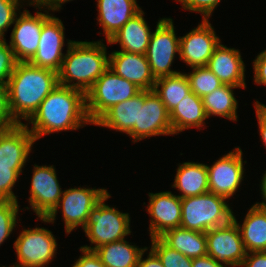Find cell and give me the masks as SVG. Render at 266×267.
I'll use <instances>...</instances> for the list:
<instances>
[{
	"instance_id": "1",
	"label": "cell",
	"mask_w": 266,
	"mask_h": 267,
	"mask_svg": "<svg viewBox=\"0 0 266 267\" xmlns=\"http://www.w3.org/2000/svg\"><path fill=\"white\" fill-rule=\"evenodd\" d=\"M28 121L29 124L25 125H33L28 130L36 141L46 134L93 125L88 118L85 93L59 84L41 102Z\"/></svg>"
},
{
	"instance_id": "2",
	"label": "cell",
	"mask_w": 266,
	"mask_h": 267,
	"mask_svg": "<svg viewBox=\"0 0 266 267\" xmlns=\"http://www.w3.org/2000/svg\"><path fill=\"white\" fill-rule=\"evenodd\" d=\"M58 84L56 71L17 62L7 84L8 107L13 120L17 124H23L21 120L28 122Z\"/></svg>"
},
{
	"instance_id": "3",
	"label": "cell",
	"mask_w": 266,
	"mask_h": 267,
	"mask_svg": "<svg viewBox=\"0 0 266 267\" xmlns=\"http://www.w3.org/2000/svg\"><path fill=\"white\" fill-rule=\"evenodd\" d=\"M66 41L67 51L58 72V83L86 93L109 67L107 45L102 42L103 39Z\"/></svg>"
},
{
	"instance_id": "4",
	"label": "cell",
	"mask_w": 266,
	"mask_h": 267,
	"mask_svg": "<svg viewBox=\"0 0 266 267\" xmlns=\"http://www.w3.org/2000/svg\"><path fill=\"white\" fill-rule=\"evenodd\" d=\"M226 200L212 192L181 198L180 227L206 233L228 224L232 220L233 211Z\"/></svg>"
},
{
	"instance_id": "5",
	"label": "cell",
	"mask_w": 266,
	"mask_h": 267,
	"mask_svg": "<svg viewBox=\"0 0 266 267\" xmlns=\"http://www.w3.org/2000/svg\"><path fill=\"white\" fill-rule=\"evenodd\" d=\"M110 197L108 193L91 209L83 228L91 246L84 245L82 248L95 250L101 245L121 241L131 235L129 213L120 212L116 207L106 204Z\"/></svg>"
},
{
	"instance_id": "6",
	"label": "cell",
	"mask_w": 266,
	"mask_h": 267,
	"mask_svg": "<svg viewBox=\"0 0 266 267\" xmlns=\"http://www.w3.org/2000/svg\"><path fill=\"white\" fill-rule=\"evenodd\" d=\"M136 84L116 75L109 67L85 93L86 110L94 124L109 108L140 93Z\"/></svg>"
},
{
	"instance_id": "7",
	"label": "cell",
	"mask_w": 266,
	"mask_h": 267,
	"mask_svg": "<svg viewBox=\"0 0 266 267\" xmlns=\"http://www.w3.org/2000/svg\"><path fill=\"white\" fill-rule=\"evenodd\" d=\"M108 194L104 188L74 187L62 192L55 209L46 217L40 218L44 223H54L58 209L61 208L65 232L70 234L78 226L84 228L91 209Z\"/></svg>"
},
{
	"instance_id": "8",
	"label": "cell",
	"mask_w": 266,
	"mask_h": 267,
	"mask_svg": "<svg viewBox=\"0 0 266 267\" xmlns=\"http://www.w3.org/2000/svg\"><path fill=\"white\" fill-rule=\"evenodd\" d=\"M175 29L172 18H160L151 35L145 55L155 79L179 73L171 69L180 45V37L176 36Z\"/></svg>"
},
{
	"instance_id": "9",
	"label": "cell",
	"mask_w": 266,
	"mask_h": 267,
	"mask_svg": "<svg viewBox=\"0 0 266 267\" xmlns=\"http://www.w3.org/2000/svg\"><path fill=\"white\" fill-rule=\"evenodd\" d=\"M50 230L44 227L23 229L14 242L17 262L21 267H44L51 263L57 254V240Z\"/></svg>"
},
{
	"instance_id": "10",
	"label": "cell",
	"mask_w": 266,
	"mask_h": 267,
	"mask_svg": "<svg viewBox=\"0 0 266 267\" xmlns=\"http://www.w3.org/2000/svg\"><path fill=\"white\" fill-rule=\"evenodd\" d=\"M159 135H173L170 113L154 90H142L139 93L138 124L128 136L135 143Z\"/></svg>"
},
{
	"instance_id": "11",
	"label": "cell",
	"mask_w": 266,
	"mask_h": 267,
	"mask_svg": "<svg viewBox=\"0 0 266 267\" xmlns=\"http://www.w3.org/2000/svg\"><path fill=\"white\" fill-rule=\"evenodd\" d=\"M34 7L44 13L36 11L35 15H32L25 9L19 12L14 22L9 46L17 62H29L36 54L43 23L51 16L48 10Z\"/></svg>"
},
{
	"instance_id": "12",
	"label": "cell",
	"mask_w": 266,
	"mask_h": 267,
	"mask_svg": "<svg viewBox=\"0 0 266 267\" xmlns=\"http://www.w3.org/2000/svg\"><path fill=\"white\" fill-rule=\"evenodd\" d=\"M243 152L240 147L216 160L213 165L206 164L209 192L227 200L234 196L244 179Z\"/></svg>"
},
{
	"instance_id": "13",
	"label": "cell",
	"mask_w": 266,
	"mask_h": 267,
	"mask_svg": "<svg viewBox=\"0 0 266 267\" xmlns=\"http://www.w3.org/2000/svg\"><path fill=\"white\" fill-rule=\"evenodd\" d=\"M206 244L208 256L230 267H241L247 253L239 228L233 220L207 231Z\"/></svg>"
},
{
	"instance_id": "14",
	"label": "cell",
	"mask_w": 266,
	"mask_h": 267,
	"mask_svg": "<svg viewBox=\"0 0 266 267\" xmlns=\"http://www.w3.org/2000/svg\"><path fill=\"white\" fill-rule=\"evenodd\" d=\"M28 201L38 218H46L57 206L63 190L54 165H34Z\"/></svg>"
},
{
	"instance_id": "15",
	"label": "cell",
	"mask_w": 266,
	"mask_h": 267,
	"mask_svg": "<svg viewBox=\"0 0 266 267\" xmlns=\"http://www.w3.org/2000/svg\"><path fill=\"white\" fill-rule=\"evenodd\" d=\"M220 42L210 21L202 20L196 28L180 37L179 58L191 68L207 66Z\"/></svg>"
},
{
	"instance_id": "16",
	"label": "cell",
	"mask_w": 266,
	"mask_h": 267,
	"mask_svg": "<svg viewBox=\"0 0 266 267\" xmlns=\"http://www.w3.org/2000/svg\"><path fill=\"white\" fill-rule=\"evenodd\" d=\"M65 27L58 17L51 15L42 26L39 46L29 63L36 67L60 71L65 54Z\"/></svg>"
},
{
	"instance_id": "17",
	"label": "cell",
	"mask_w": 266,
	"mask_h": 267,
	"mask_svg": "<svg viewBox=\"0 0 266 267\" xmlns=\"http://www.w3.org/2000/svg\"><path fill=\"white\" fill-rule=\"evenodd\" d=\"M147 212L150 215V239L159 238L166 231L180 227L182 207L181 198L171 191L150 193Z\"/></svg>"
},
{
	"instance_id": "18",
	"label": "cell",
	"mask_w": 266,
	"mask_h": 267,
	"mask_svg": "<svg viewBox=\"0 0 266 267\" xmlns=\"http://www.w3.org/2000/svg\"><path fill=\"white\" fill-rule=\"evenodd\" d=\"M109 55V68L118 76L136 84L142 90H153L155 77L152 75L146 55L113 51Z\"/></svg>"
},
{
	"instance_id": "19",
	"label": "cell",
	"mask_w": 266,
	"mask_h": 267,
	"mask_svg": "<svg viewBox=\"0 0 266 267\" xmlns=\"http://www.w3.org/2000/svg\"><path fill=\"white\" fill-rule=\"evenodd\" d=\"M35 142L24 123L0 130V165L25 166Z\"/></svg>"
},
{
	"instance_id": "20",
	"label": "cell",
	"mask_w": 266,
	"mask_h": 267,
	"mask_svg": "<svg viewBox=\"0 0 266 267\" xmlns=\"http://www.w3.org/2000/svg\"><path fill=\"white\" fill-rule=\"evenodd\" d=\"M207 67L223 84L246 87L245 63L238 49L228 48L220 42L209 59Z\"/></svg>"
},
{
	"instance_id": "21",
	"label": "cell",
	"mask_w": 266,
	"mask_h": 267,
	"mask_svg": "<svg viewBox=\"0 0 266 267\" xmlns=\"http://www.w3.org/2000/svg\"><path fill=\"white\" fill-rule=\"evenodd\" d=\"M97 21L103 29L107 42L120 30V28L142 8L136 0H96Z\"/></svg>"
},
{
	"instance_id": "22",
	"label": "cell",
	"mask_w": 266,
	"mask_h": 267,
	"mask_svg": "<svg viewBox=\"0 0 266 267\" xmlns=\"http://www.w3.org/2000/svg\"><path fill=\"white\" fill-rule=\"evenodd\" d=\"M144 14V11L141 10L129 19L107 44L119 43L123 51L145 55L153 32H151Z\"/></svg>"
},
{
	"instance_id": "23",
	"label": "cell",
	"mask_w": 266,
	"mask_h": 267,
	"mask_svg": "<svg viewBox=\"0 0 266 267\" xmlns=\"http://www.w3.org/2000/svg\"><path fill=\"white\" fill-rule=\"evenodd\" d=\"M232 220L239 228L247 253L266 251V205L258 203L252 205L242 225L238 223L234 213Z\"/></svg>"
},
{
	"instance_id": "24",
	"label": "cell",
	"mask_w": 266,
	"mask_h": 267,
	"mask_svg": "<svg viewBox=\"0 0 266 267\" xmlns=\"http://www.w3.org/2000/svg\"><path fill=\"white\" fill-rule=\"evenodd\" d=\"M206 119L208 117L204 109L203 100L192 91L170 112L173 135L193 127L201 130L203 126L205 127Z\"/></svg>"
},
{
	"instance_id": "25",
	"label": "cell",
	"mask_w": 266,
	"mask_h": 267,
	"mask_svg": "<svg viewBox=\"0 0 266 267\" xmlns=\"http://www.w3.org/2000/svg\"><path fill=\"white\" fill-rule=\"evenodd\" d=\"M172 188L181 193L180 198L197 196L209 192L206 164L198 162L179 163Z\"/></svg>"
},
{
	"instance_id": "26",
	"label": "cell",
	"mask_w": 266,
	"mask_h": 267,
	"mask_svg": "<svg viewBox=\"0 0 266 267\" xmlns=\"http://www.w3.org/2000/svg\"><path fill=\"white\" fill-rule=\"evenodd\" d=\"M139 93L109 108L93 125L129 134L138 124Z\"/></svg>"
},
{
	"instance_id": "27",
	"label": "cell",
	"mask_w": 266,
	"mask_h": 267,
	"mask_svg": "<svg viewBox=\"0 0 266 267\" xmlns=\"http://www.w3.org/2000/svg\"><path fill=\"white\" fill-rule=\"evenodd\" d=\"M159 238L190 259L207 255L206 233L177 227L166 231Z\"/></svg>"
},
{
	"instance_id": "28",
	"label": "cell",
	"mask_w": 266,
	"mask_h": 267,
	"mask_svg": "<svg viewBox=\"0 0 266 267\" xmlns=\"http://www.w3.org/2000/svg\"><path fill=\"white\" fill-rule=\"evenodd\" d=\"M147 248H139L123 239L101 245L94 251L106 267H137L140 255Z\"/></svg>"
},
{
	"instance_id": "29",
	"label": "cell",
	"mask_w": 266,
	"mask_h": 267,
	"mask_svg": "<svg viewBox=\"0 0 266 267\" xmlns=\"http://www.w3.org/2000/svg\"><path fill=\"white\" fill-rule=\"evenodd\" d=\"M236 88L246 87L223 84L210 94L202 97L204 109L208 118L211 116H219L232 121L238 120V101L233 93V90Z\"/></svg>"
},
{
	"instance_id": "30",
	"label": "cell",
	"mask_w": 266,
	"mask_h": 267,
	"mask_svg": "<svg viewBox=\"0 0 266 267\" xmlns=\"http://www.w3.org/2000/svg\"><path fill=\"white\" fill-rule=\"evenodd\" d=\"M153 90L160 97L170 113L177 104L191 92L185 72L156 79Z\"/></svg>"
},
{
	"instance_id": "31",
	"label": "cell",
	"mask_w": 266,
	"mask_h": 267,
	"mask_svg": "<svg viewBox=\"0 0 266 267\" xmlns=\"http://www.w3.org/2000/svg\"><path fill=\"white\" fill-rule=\"evenodd\" d=\"M185 74L191 91L200 98L223 85L221 80L207 66L192 68L190 73Z\"/></svg>"
},
{
	"instance_id": "32",
	"label": "cell",
	"mask_w": 266,
	"mask_h": 267,
	"mask_svg": "<svg viewBox=\"0 0 266 267\" xmlns=\"http://www.w3.org/2000/svg\"><path fill=\"white\" fill-rule=\"evenodd\" d=\"M150 249L158 256L164 267H192V259L170 248L160 238L151 239Z\"/></svg>"
},
{
	"instance_id": "33",
	"label": "cell",
	"mask_w": 266,
	"mask_h": 267,
	"mask_svg": "<svg viewBox=\"0 0 266 267\" xmlns=\"http://www.w3.org/2000/svg\"><path fill=\"white\" fill-rule=\"evenodd\" d=\"M18 201L0 200V246L12 234L18 223Z\"/></svg>"
},
{
	"instance_id": "34",
	"label": "cell",
	"mask_w": 266,
	"mask_h": 267,
	"mask_svg": "<svg viewBox=\"0 0 266 267\" xmlns=\"http://www.w3.org/2000/svg\"><path fill=\"white\" fill-rule=\"evenodd\" d=\"M23 168L25 167L0 165V200L18 201V196L12 190L19 180Z\"/></svg>"
},
{
	"instance_id": "35",
	"label": "cell",
	"mask_w": 266,
	"mask_h": 267,
	"mask_svg": "<svg viewBox=\"0 0 266 267\" xmlns=\"http://www.w3.org/2000/svg\"><path fill=\"white\" fill-rule=\"evenodd\" d=\"M22 1L30 3V0H0V39H6L5 32L14 24L22 6H25Z\"/></svg>"
},
{
	"instance_id": "36",
	"label": "cell",
	"mask_w": 266,
	"mask_h": 267,
	"mask_svg": "<svg viewBox=\"0 0 266 267\" xmlns=\"http://www.w3.org/2000/svg\"><path fill=\"white\" fill-rule=\"evenodd\" d=\"M17 60L5 39H0V84L7 85Z\"/></svg>"
},
{
	"instance_id": "37",
	"label": "cell",
	"mask_w": 266,
	"mask_h": 267,
	"mask_svg": "<svg viewBox=\"0 0 266 267\" xmlns=\"http://www.w3.org/2000/svg\"><path fill=\"white\" fill-rule=\"evenodd\" d=\"M180 2L182 8L190 12L202 14L203 20H209L213 11L221 0H175Z\"/></svg>"
},
{
	"instance_id": "38",
	"label": "cell",
	"mask_w": 266,
	"mask_h": 267,
	"mask_svg": "<svg viewBox=\"0 0 266 267\" xmlns=\"http://www.w3.org/2000/svg\"><path fill=\"white\" fill-rule=\"evenodd\" d=\"M17 125L10 114L8 107L7 85L0 84V130Z\"/></svg>"
},
{
	"instance_id": "39",
	"label": "cell",
	"mask_w": 266,
	"mask_h": 267,
	"mask_svg": "<svg viewBox=\"0 0 266 267\" xmlns=\"http://www.w3.org/2000/svg\"><path fill=\"white\" fill-rule=\"evenodd\" d=\"M82 256L71 267H106L100 260L98 254L94 250H88L80 247Z\"/></svg>"
},
{
	"instance_id": "40",
	"label": "cell",
	"mask_w": 266,
	"mask_h": 267,
	"mask_svg": "<svg viewBox=\"0 0 266 267\" xmlns=\"http://www.w3.org/2000/svg\"><path fill=\"white\" fill-rule=\"evenodd\" d=\"M254 82L266 86V50L259 53L253 61Z\"/></svg>"
},
{
	"instance_id": "41",
	"label": "cell",
	"mask_w": 266,
	"mask_h": 267,
	"mask_svg": "<svg viewBox=\"0 0 266 267\" xmlns=\"http://www.w3.org/2000/svg\"><path fill=\"white\" fill-rule=\"evenodd\" d=\"M256 116L258 119V128H259V136L263 141L262 144L266 147V105L261 104L259 101L256 100L254 102Z\"/></svg>"
},
{
	"instance_id": "42",
	"label": "cell",
	"mask_w": 266,
	"mask_h": 267,
	"mask_svg": "<svg viewBox=\"0 0 266 267\" xmlns=\"http://www.w3.org/2000/svg\"><path fill=\"white\" fill-rule=\"evenodd\" d=\"M266 267V251L249 252L241 264V267Z\"/></svg>"
},
{
	"instance_id": "43",
	"label": "cell",
	"mask_w": 266,
	"mask_h": 267,
	"mask_svg": "<svg viewBox=\"0 0 266 267\" xmlns=\"http://www.w3.org/2000/svg\"><path fill=\"white\" fill-rule=\"evenodd\" d=\"M73 0H30L29 6H37L48 11H60L62 4Z\"/></svg>"
},
{
	"instance_id": "44",
	"label": "cell",
	"mask_w": 266,
	"mask_h": 267,
	"mask_svg": "<svg viewBox=\"0 0 266 267\" xmlns=\"http://www.w3.org/2000/svg\"><path fill=\"white\" fill-rule=\"evenodd\" d=\"M148 251V248L140 255L137 267H164L158 256L150 249L147 258L143 259V254Z\"/></svg>"
},
{
	"instance_id": "45",
	"label": "cell",
	"mask_w": 266,
	"mask_h": 267,
	"mask_svg": "<svg viewBox=\"0 0 266 267\" xmlns=\"http://www.w3.org/2000/svg\"><path fill=\"white\" fill-rule=\"evenodd\" d=\"M192 267H228L222 263L217 262L212 257L205 255L202 257L192 259Z\"/></svg>"
},
{
	"instance_id": "46",
	"label": "cell",
	"mask_w": 266,
	"mask_h": 267,
	"mask_svg": "<svg viewBox=\"0 0 266 267\" xmlns=\"http://www.w3.org/2000/svg\"><path fill=\"white\" fill-rule=\"evenodd\" d=\"M265 174L263 175V177H261V184H260V191H261V197L262 199H264V201L262 200V202H256L258 204H262V205H266V171H264Z\"/></svg>"
},
{
	"instance_id": "47",
	"label": "cell",
	"mask_w": 266,
	"mask_h": 267,
	"mask_svg": "<svg viewBox=\"0 0 266 267\" xmlns=\"http://www.w3.org/2000/svg\"><path fill=\"white\" fill-rule=\"evenodd\" d=\"M0 267H2V266H0ZM3 267H5V266H3ZM10 267H21V266H17L15 264H13L12 266L10 265Z\"/></svg>"
}]
</instances>
